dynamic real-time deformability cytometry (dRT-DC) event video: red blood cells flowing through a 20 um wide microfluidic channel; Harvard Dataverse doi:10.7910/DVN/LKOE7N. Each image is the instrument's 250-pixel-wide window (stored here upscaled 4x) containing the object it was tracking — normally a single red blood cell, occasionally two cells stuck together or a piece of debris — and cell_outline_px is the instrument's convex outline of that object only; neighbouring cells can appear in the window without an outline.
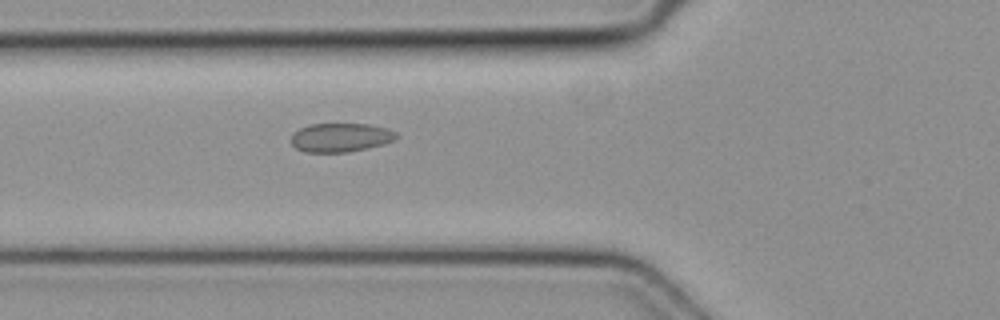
{"species": "common noctule bat (a hibernating species)", "species_latin": "Nyctalus noctula", "temperature_condition": "cold", "stored_images_in_passage": 4, "camera_frame_rate_fps": 3000, "um_per_image_px": 0.085, "animal": {"sex": "female", "body_mass_g": 19.3, "forearm_length_mm": 54.1}, "frame": {"image": 1, "passage_image": 4, "time_ms": 1.0, "image_size_px": [1000, 320], "cell_outline_px": [[400, 136], [396, 140], [384, 144], [368, 148], [348, 152], [304, 152], [296, 148], [292, 144], [292, 132], [308, 124], [368, 124], [388, 128], [396, 132]], "centroid_in_image_um": [28.98, 11.68], "position_along_channel_um": 96.8, "area_um2": 17.92}}